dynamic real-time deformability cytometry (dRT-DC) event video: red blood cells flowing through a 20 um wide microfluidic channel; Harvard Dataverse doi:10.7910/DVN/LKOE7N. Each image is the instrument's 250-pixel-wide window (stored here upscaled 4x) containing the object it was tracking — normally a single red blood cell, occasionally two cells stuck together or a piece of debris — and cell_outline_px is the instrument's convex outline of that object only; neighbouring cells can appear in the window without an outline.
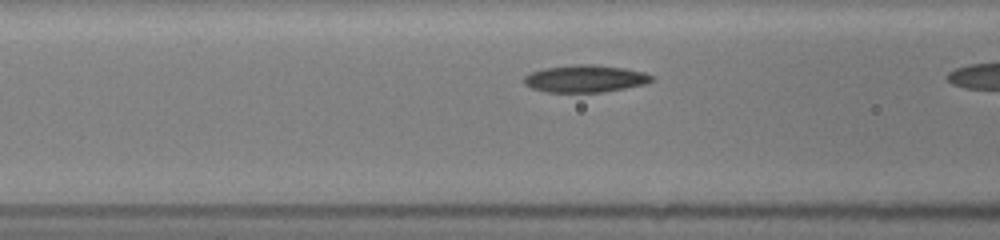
{"species": "common noctule bat (a hibernating species)", "species_latin": "Nyctalus noctula", "temperature_condition": "room temperature", "stored_images_in_passage": 21, "camera_frame_rate_fps": 3000, "um_per_image_px": 0.085, "animal": {"sex": "female", "body_mass_g": 19.5, "forearm_length_mm": 54.1}, "frame": {"image": 1, "passage_image": 10, "time_ms": 1.667, "image_size_px": [1000, 240], "cell_outline_px": [[652, 80], [644, 84], [604, 92], [544, 92], [532, 88], [524, 84], [524, 76], [532, 72], [544, 68], [576, 64], [592, 64], [624, 68], [644, 72], [652, 76]], "centroid_in_image_um": [49.71, 6.68], "position_along_channel_um": 116.9, "area_um2": 20.17}}